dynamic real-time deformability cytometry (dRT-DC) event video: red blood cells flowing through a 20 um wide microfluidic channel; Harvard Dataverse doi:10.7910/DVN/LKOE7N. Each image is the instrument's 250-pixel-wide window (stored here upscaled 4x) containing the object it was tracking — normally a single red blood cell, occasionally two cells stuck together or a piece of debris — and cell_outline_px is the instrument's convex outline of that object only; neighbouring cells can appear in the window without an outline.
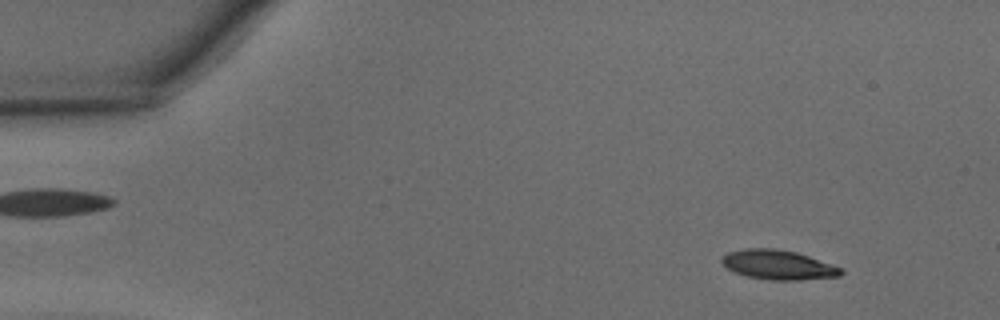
{"species": "common noctule bat (a hibernating species)", "species_latin": "Nyctalus noctula", "temperature_condition": "warm", "stored_images_in_passage": 10, "camera_frame_rate_fps": 3000, "um_per_image_px": 0.085, "animal": {"sex": "male", "body_mass_g": 15.6}, "frame": {"image": 1, "passage_image": 4, "time_ms": 1.0, "image_size_px": [1000, 320], "cell_outline_px": [[844, 272], [840, 276], [800, 280], [772, 280], [748, 276], [736, 272], [728, 268], [720, 260], [728, 252], [744, 248], [776, 248], [796, 252], [832, 264], [840, 268]], "centroid_in_image_um": [66.16, 22.5], "position_along_channel_um": 18.8, "area_um2": 20.29}}